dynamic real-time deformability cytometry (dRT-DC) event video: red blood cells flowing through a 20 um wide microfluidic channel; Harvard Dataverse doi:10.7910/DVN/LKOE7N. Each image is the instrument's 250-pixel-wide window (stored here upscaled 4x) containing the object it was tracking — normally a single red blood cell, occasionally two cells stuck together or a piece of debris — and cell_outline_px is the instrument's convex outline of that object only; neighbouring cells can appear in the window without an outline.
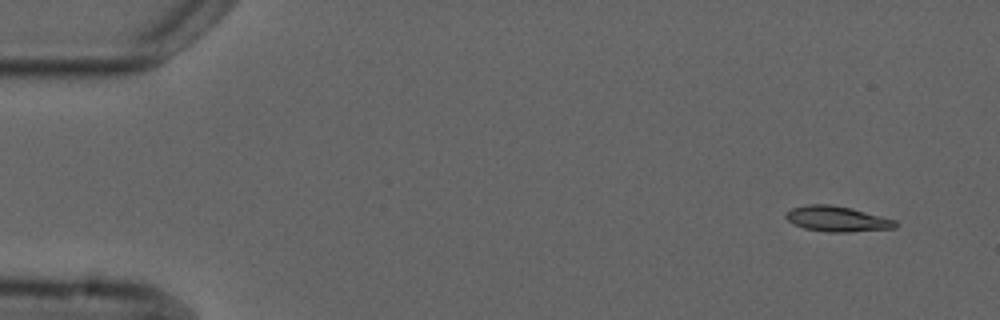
{"species": "common noctule bat (a hibernating species)", "species_latin": "Nyctalus noctula", "temperature_condition": "cold", "stored_images_in_passage": 5, "camera_frame_rate_fps": 3000, "um_per_image_px": 0.085, "animal": {"sex": "male", "forearm_length_mm": 52.5}, "frame": {"image": 1, "passage_image": 1, "time_ms": 0.0, "image_size_px": [1000, 320], "cell_outline_px": [[900, 224], [896, 228], [848, 232], [828, 232], [804, 228], [788, 220], [784, 216], [792, 208], [804, 204], [828, 204], [852, 208], [896, 220]], "centroid_in_image_um": [71.2, 18.6], "position_along_channel_um": 13.8, "area_um2": 16.24}}
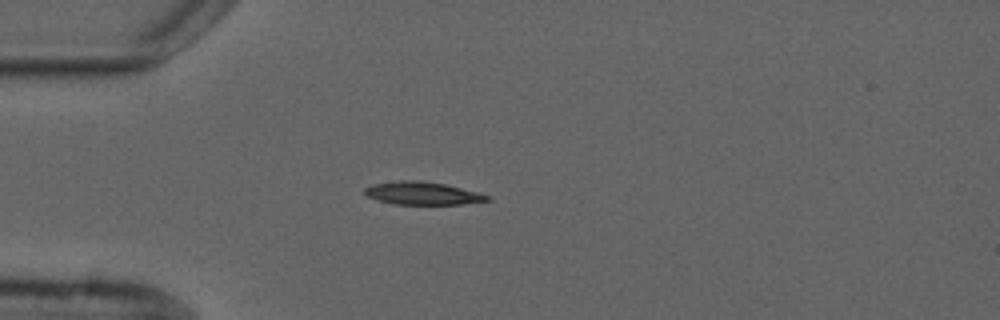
{"frame": {"image": 2, "passage_image": 4, "time_ms": 3.667, "image_size_px": [1000, 320], "cell_outline_px": [[492, 200], [460, 204], [392, 204], [376, 200], [368, 196], [364, 192], [364, 188], [372, 184], [400, 180], [420, 180], [444, 184], [480, 192], [492, 196]], "centroid_in_image_um": [35.93, 16.43], "position_along_channel_um": 49.1, "area_um2": 16.47}}